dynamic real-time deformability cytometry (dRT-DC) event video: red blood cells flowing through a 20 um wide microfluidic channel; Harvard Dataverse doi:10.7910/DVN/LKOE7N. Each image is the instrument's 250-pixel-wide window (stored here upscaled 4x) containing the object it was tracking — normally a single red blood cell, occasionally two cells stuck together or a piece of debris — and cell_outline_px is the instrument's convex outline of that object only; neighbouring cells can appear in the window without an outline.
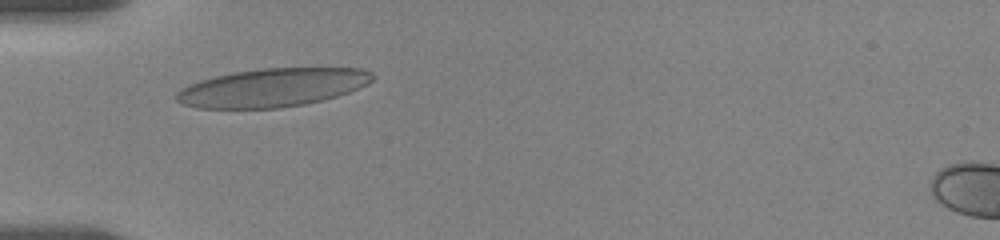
{"species": "human", "species_latin": "Homo sapiens", "temperature_condition": "room temperature", "stored_images_in_passage": 16, "camera_frame_rate_fps": 3000, "um_per_image_px": 0.085, "donor": {"sex": "female"}, "frame": {"image": 1, "passage_image": 5, "time_ms": 2.667, "image_size_px": [1000, 240], "cell_outline_px": [[376, 76], [368, 84], [348, 92], [336, 96], [304, 104], [280, 108], [196, 108], [180, 104], [176, 100], [176, 92], [180, 88], [188, 84], [200, 80], [232, 72], [260, 68], [364, 68], [372, 72]], "centroid_in_image_um": [23.13, 7.44], "position_along_channel_um": 61.9, "area_um2": 44.04}}
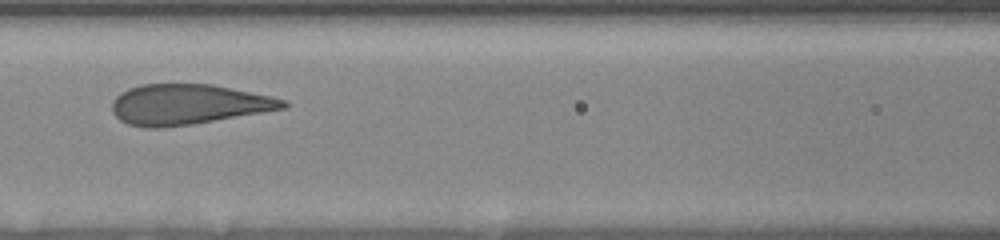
{"frame": {"image": 2, "passage_image": 11, "time_ms": 5.333, "image_size_px": [1000, 240], "cell_outline_px": [[288, 108], [192, 124], [160, 128], [144, 128], [128, 124], [120, 120], [112, 112], [112, 100], [120, 92], [128, 88], [140, 84], [212, 84], [272, 96], [284, 100], [288, 104]], "centroid_in_image_um": [15.97, 8.87], "position_along_channel_um": 150.6, "area_um2": 40.34}}
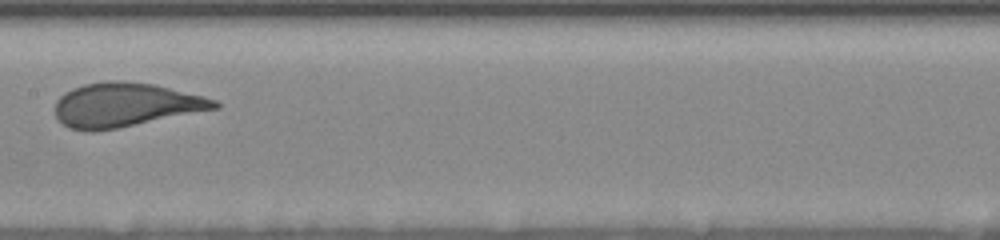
{"frame": {"image": 3, "passage_image": 14, "time_ms": 6.667, "image_size_px": [1000, 240], "cell_outline_px": [[220, 108], [116, 128], [92, 132], [68, 128], [56, 116], [56, 100], [64, 92], [72, 88], [84, 84], [108, 80], [120, 80], [156, 84], [204, 96], [216, 100], [220, 104]], "centroid_in_image_um": [10.66, 8.9], "position_along_channel_um": 196.7, "area_um2": 40.98}}